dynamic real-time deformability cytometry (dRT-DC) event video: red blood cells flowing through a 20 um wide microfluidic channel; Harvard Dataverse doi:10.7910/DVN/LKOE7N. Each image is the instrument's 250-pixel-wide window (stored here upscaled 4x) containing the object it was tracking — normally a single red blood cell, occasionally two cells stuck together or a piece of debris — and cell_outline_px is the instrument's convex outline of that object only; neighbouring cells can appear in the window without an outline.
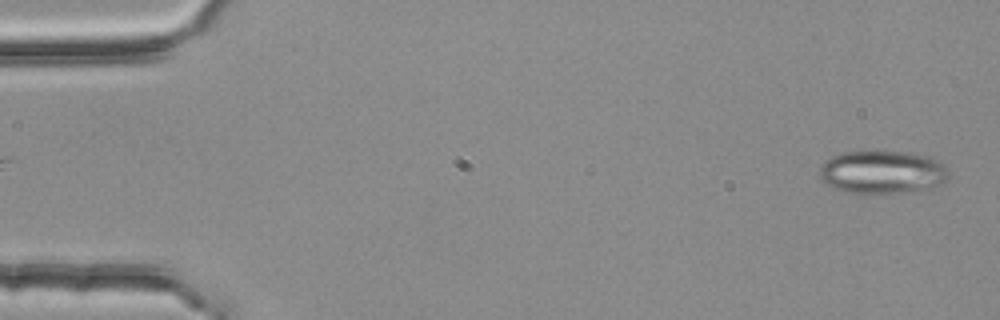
{"species": "common noctule bat (a hibernating species)", "species_latin": "Nyctalus noctula", "temperature_condition": "room temperature", "stored_images_in_passage": 4, "camera_frame_rate_fps": 3000, "um_per_image_px": 0.085, "animal": {"sex": "female", "body_mass_g": 25.1}, "frame": {"image": 1, "passage_image": 4, "time_ms": 1.0, "image_size_px": [1000, 320], "cell_outline_px": [[948, 176], [940, 184], [924, 188], [904, 192], [844, 192], [828, 184], [820, 176], [820, 164], [824, 160], [840, 152], [872, 148], [908, 152], [928, 156], [936, 160], [948, 168]], "centroid_in_image_um": [74.94, 14.55], "position_along_channel_um": 10.1, "area_um2": 32.71}}